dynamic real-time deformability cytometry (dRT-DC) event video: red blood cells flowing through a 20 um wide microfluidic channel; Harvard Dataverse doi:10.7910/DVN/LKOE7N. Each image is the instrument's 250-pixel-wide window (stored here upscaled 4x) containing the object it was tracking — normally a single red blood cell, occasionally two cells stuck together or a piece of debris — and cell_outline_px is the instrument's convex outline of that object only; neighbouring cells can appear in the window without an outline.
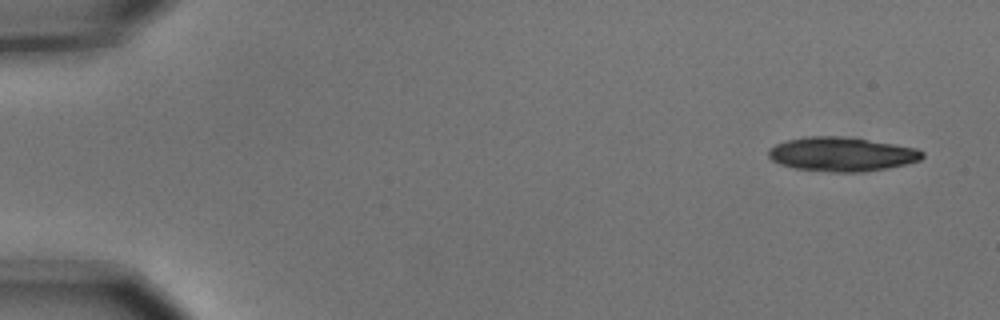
{"species": "common noctule bat (a hibernating species)", "species_latin": "Nyctalus noctula", "temperature_condition": "cold", "stored_images_in_passage": 5, "camera_frame_rate_fps": 3000, "um_per_image_px": 0.085, "animal": {"sex": "male", "body_mass_g": 15.6}, "frame": {"image": 1, "passage_image": 1, "time_ms": 0.0, "image_size_px": [1000, 320], "cell_outline_px": [[924, 156], [920, 160], [904, 164], [864, 172], [832, 172], [796, 168], [780, 164], [772, 160], [768, 156], [768, 148], [784, 140], [804, 136], [840, 136], [892, 144], [916, 148], [924, 152]], "centroid_in_image_um": [71.49, 13.1], "position_along_channel_um": 13.5, "area_um2": 30.4}}